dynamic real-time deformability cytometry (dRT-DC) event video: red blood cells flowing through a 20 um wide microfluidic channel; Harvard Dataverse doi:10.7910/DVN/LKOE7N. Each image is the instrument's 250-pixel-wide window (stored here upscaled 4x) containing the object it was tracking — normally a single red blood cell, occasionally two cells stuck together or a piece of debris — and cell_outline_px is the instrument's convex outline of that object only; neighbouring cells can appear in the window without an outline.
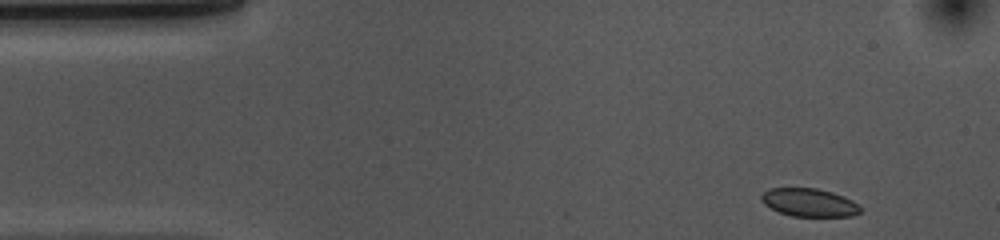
{"species": "common noctule bat (a hibernating species)", "species_latin": "Nyctalus noctula", "temperature_condition": "cold", "stored_images_in_passage": 44, "camera_frame_rate_fps": 3000, "um_per_image_px": 0.085, "animal": {"sex": "female", "body_mass_g": 10.0, "forearm_length_mm": 53.1}, "frame": {"image": 1, "passage_image": 1, "time_ms": 0.0, "image_size_px": [1000, 240], "cell_outline_px": [[860, 212], [852, 216], [792, 216], [780, 212], [764, 204], [760, 200], [760, 196], [768, 188], [816, 188], [832, 192], [844, 196], [860, 204]], "centroid_in_image_um": [68.78, 17.2], "position_along_channel_um": 16.2, "area_um2": 16.24}}
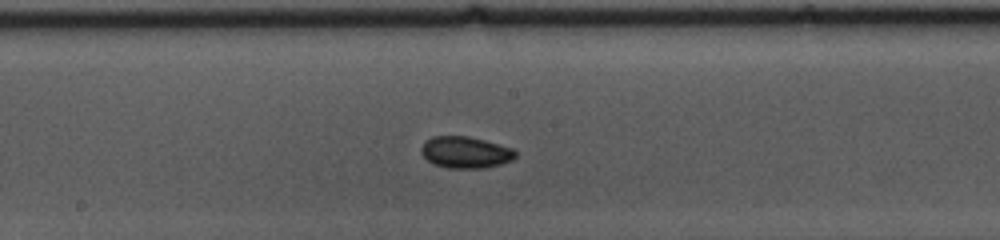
{"frame": {"image": 2, "passage_image": 23, "time_ms": 7.333, "image_size_px": [1000, 240], "cell_outline_px": [[516, 156], [512, 160], [500, 164], [484, 168], [448, 168], [436, 164], [428, 160], [420, 152], [420, 148], [424, 140], [432, 136], [468, 136], [484, 140], [512, 148], [516, 152]], "centroid_in_image_um": [39.54, 12.94], "position_along_channel_um": 208.7, "area_um2": 17.34}}
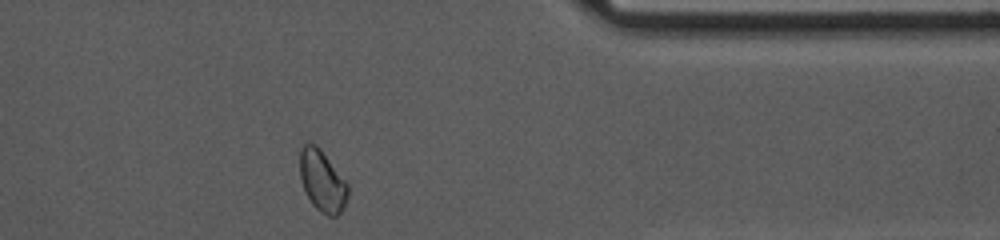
{"frame": {"image": 3, "passage_image": 39, "time_ms": 12.667, "image_size_px": [1000, 240], "cell_outline_px": [[348, 196], [344, 208], [336, 216], [328, 216], [320, 212], [312, 204], [304, 192], [300, 180], [300, 148], [304, 144], [316, 144], [320, 148], [348, 184]], "centroid_in_image_um": [27.38, 15.4], "position_along_channel_um": 384.0, "area_um2": 17.28}, "authors_computed_cell_mechanics": {"area_um2": 16.9354, "velocity_mm_per_s": 3.6606, "shape_relaxation_time_tau1_ms": 4.4257, "shape_relaxation_time_tau2_ms": null, "deformation_change_tau1": 0.0539, "deformation_change_tau2": null}}